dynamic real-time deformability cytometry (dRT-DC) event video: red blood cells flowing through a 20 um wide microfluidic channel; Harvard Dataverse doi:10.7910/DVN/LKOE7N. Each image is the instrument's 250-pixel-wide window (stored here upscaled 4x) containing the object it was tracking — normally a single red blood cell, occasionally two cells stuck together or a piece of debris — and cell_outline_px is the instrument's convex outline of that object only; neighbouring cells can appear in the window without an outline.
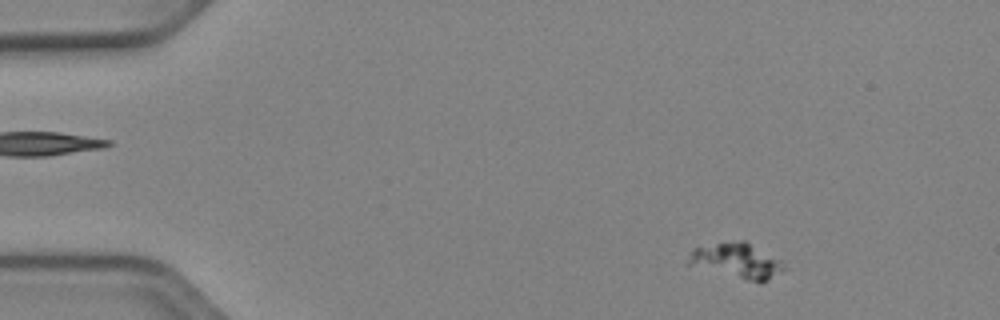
{"species": "Egyptian fruit bat (a non-hibernating species)", "species_latin": "Rousettus aegyptiacus", "temperature_condition": "cold", "stored_images_in_passage": 47, "camera_frame_rate_fps": 3000, "um_per_image_px": 0.085, "animal": {"sex": "female"}, "frame": {"image": 1, "passage_image": 4, "time_ms": 1.0, "image_size_px": [1000, 320], "cell_outline_px": [[788, 268], [764, 284], [760, 284], [688, 264], [688, 256], [696, 248], [716, 244], [740, 240], [744, 240], [784, 260]], "centroid_in_image_um": [62.79, 22.2], "position_along_channel_um": 22.2, "area_um2": 19.71}}
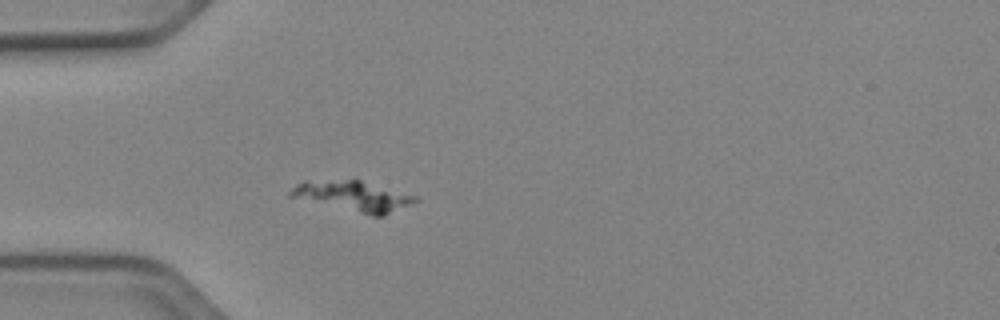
{"frame": {"image": 2, "passage_image": 13, "time_ms": 4.0, "image_size_px": [1000, 320], "cell_outline_px": [[420, 200], [384, 216], [372, 216], [288, 196], [288, 192], [296, 184], [304, 180], [360, 180], [416, 196]], "centroid_in_image_um": [30.01, 16.67], "position_along_channel_um": 55.0, "area_um2": 21.85}}